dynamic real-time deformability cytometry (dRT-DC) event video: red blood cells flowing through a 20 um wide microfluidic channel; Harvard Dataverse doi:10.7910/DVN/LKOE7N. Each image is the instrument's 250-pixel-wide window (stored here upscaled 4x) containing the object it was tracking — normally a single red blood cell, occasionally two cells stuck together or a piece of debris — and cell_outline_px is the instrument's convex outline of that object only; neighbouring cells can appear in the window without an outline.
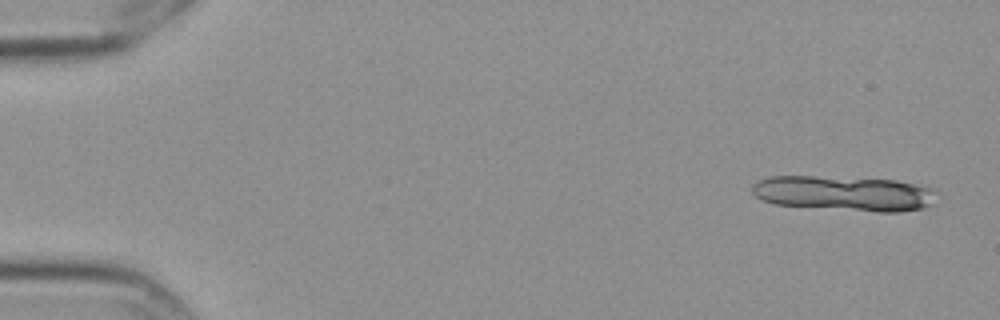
{"species": "Egyptian fruit bat (a non-hibernating species)", "species_latin": "Rousettus aegyptiacus", "temperature_condition": "cold", "stored_images_in_passage": 16, "segment_of_instrument_passage": [1, 2], "camera_frame_rate_fps": 3000, "um_per_image_px": 0.085, "frame": {"image": 1, "passage_image": 1, "time_ms": 0.0, "image_size_px": [1000, 320], "cell_outline_px": [[932, 204], [924, 208], [900, 212], [876, 212], [776, 204], [760, 200], [752, 192], [752, 184], [768, 176], [812, 176], [896, 180], [932, 188]], "centroid_in_image_um": [71.7, 16.44], "position_along_channel_um": 13.3, "area_um2": 37.4}}